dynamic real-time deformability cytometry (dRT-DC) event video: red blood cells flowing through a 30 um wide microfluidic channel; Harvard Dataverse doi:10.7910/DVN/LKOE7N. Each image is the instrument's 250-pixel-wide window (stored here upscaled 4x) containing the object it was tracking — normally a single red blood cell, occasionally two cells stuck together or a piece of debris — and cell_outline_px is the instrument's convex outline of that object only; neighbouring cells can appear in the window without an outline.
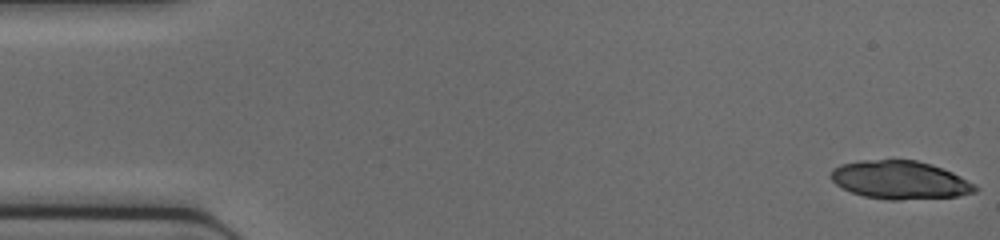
{"species": "common noctule bat (a hibernating species)", "species_latin": "Nyctalus noctula", "temperature_condition": "cold", "stored_images_in_passage": 45, "camera_frame_rate_fps": 3000, "um_per_image_px": 0.085, "animal": {"sex": "female", "body_mass_g": 17.0, "forearm_length_mm": 48.0}, "frame": {"image": 1, "passage_image": 1, "time_ms": 0.0, "image_size_px": [1000, 240], "cell_outline_px": [[976, 192], [956, 196], [900, 200], [888, 200], [864, 196], [852, 192], [836, 184], [832, 180], [832, 168], [840, 164], [860, 160], [916, 160], [932, 164], [952, 172], [960, 176], [972, 184], [976, 188]], "centroid_in_image_um": [76.47, 15.29], "position_along_channel_um": 8.5, "area_um2": 31.85}}
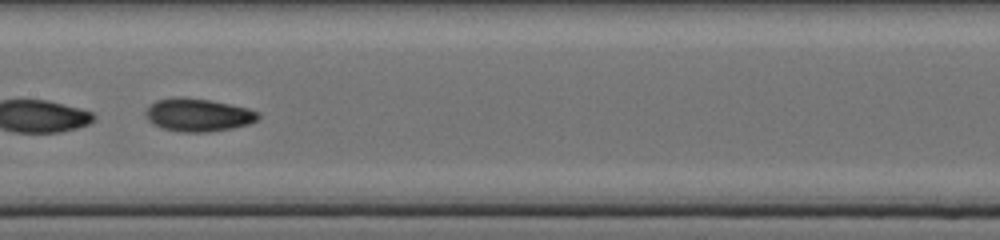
{"frame": {"image": 2, "passage_image": 23, "time_ms": 7.333, "image_size_px": [1000, 240], "cell_outline_px": [[260, 120], [248, 124], [232, 128], [208, 132], [180, 132], [160, 128], [152, 124], [144, 116], [144, 112], [156, 100], [172, 96], [180, 96], [208, 100], [248, 108], [260, 112]], "centroid_in_image_um": [16.82, 9.77], "position_along_channel_um": 190.6, "area_um2": 21.91}}